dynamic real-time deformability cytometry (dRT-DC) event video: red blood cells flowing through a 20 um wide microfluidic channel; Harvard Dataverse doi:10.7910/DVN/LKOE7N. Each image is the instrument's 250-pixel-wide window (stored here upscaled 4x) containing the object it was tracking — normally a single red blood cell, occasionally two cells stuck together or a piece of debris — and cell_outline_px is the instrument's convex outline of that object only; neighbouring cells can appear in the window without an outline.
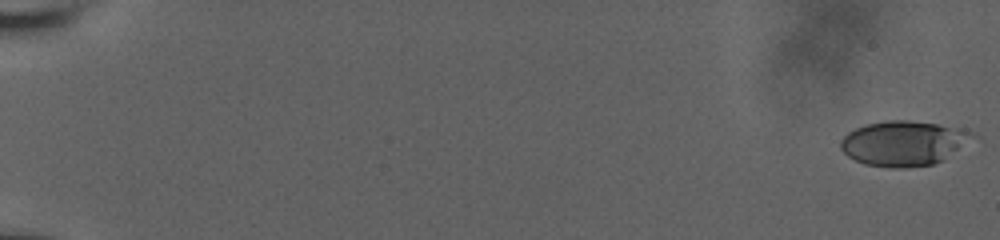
{"species": "human", "species_latin": "Homo sapiens", "temperature_condition": "room temperature", "stored_images_in_passage": 57, "camera_frame_rate_fps": 3000, "um_per_image_px": 0.085, "donor": {"sex": "male"}, "frame": {"image": 1, "passage_image": 1, "time_ms": 0.0, "image_size_px": [1000, 240], "cell_outline_px": [[976, 136], [944, 160], [932, 164], [904, 168], [892, 168], [864, 164], [848, 156], [840, 148], [840, 140], [848, 132], [864, 124], [884, 120], [908, 120], [964, 128], [976, 132]], "centroid_in_image_um": [76.81, 12.16], "position_along_channel_um": 8.2, "area_um2": 34.74}}
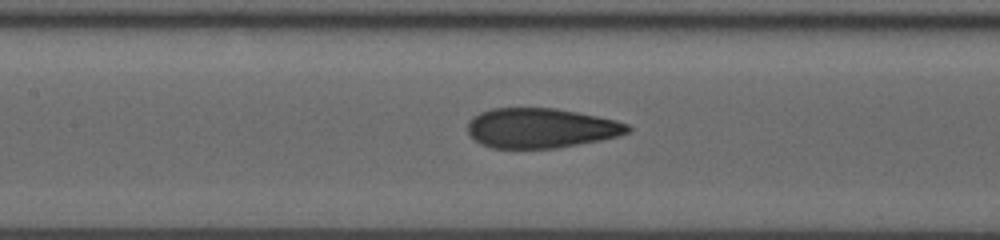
{"frame": {"image": 2, "passage_image": 30, "time_ms": 9.667, "image_size_px": [1000, 240], "cell_outline_px": [[632, 128], [628, 132], [616, 136], [600, 140], [556, 148], [492, 148], [480, 144], [468, 132], [468, 120], [472, 116], [480, 112], [492, 108], [556, 108], [616, 120], [628, 124]], "centroid_in_image_um": [45.94, 10.88], "position_along_channel_um": 161.5, "area_um2": 37.05}}
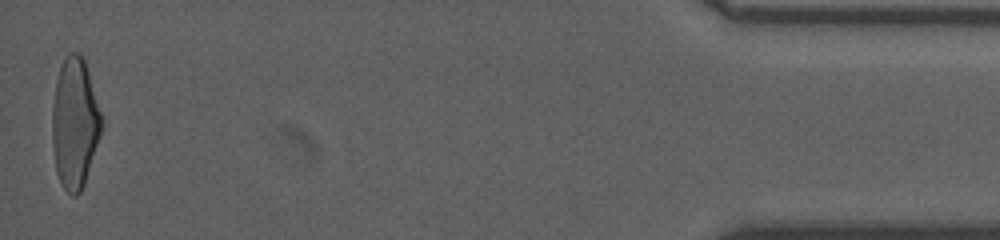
{"frame": {"image": 3, "passage_image": 57, "time_ms": 18.667, "image_size_px": [1000, 240], "cell_outline_px": [[104, 120], [100, 136], [84, 184], [80, 192], [76, 196], [72, 196], [60, 184], [56, 172], [52, 148], [52, 108], [56, 80], [60, 64], [68, 52], [80, 52], [84, 56]], "centroid_in_image_um": [6.36, 10.43], "position_along_channel_um": 428.8, "area_um2": 38.21}, "authors_computed_cell_mechanics": {"area_um2": 36.8186, "velocity_mm_per_s": 3.8682, "shape_relaxation_time_tau1_ms": 8.0879, "shape_relaxation_time_tau2_ms": 1.0362, "deformation_change_tau1": 0.2576, "deformation_change_tau2": 0.0842}}